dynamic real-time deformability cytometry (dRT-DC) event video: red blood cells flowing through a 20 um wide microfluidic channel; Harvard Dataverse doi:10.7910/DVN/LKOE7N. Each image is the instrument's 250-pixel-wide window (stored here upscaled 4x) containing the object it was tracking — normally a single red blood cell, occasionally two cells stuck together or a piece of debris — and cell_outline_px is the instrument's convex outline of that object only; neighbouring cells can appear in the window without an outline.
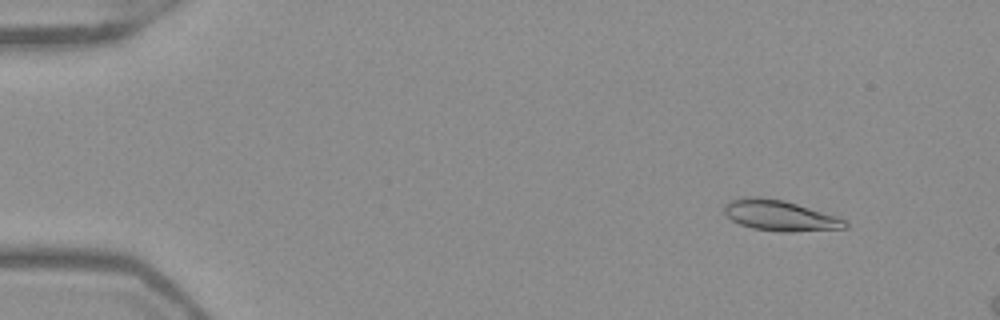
{"species": "Egyptian fruit bat (a non-hibernating species)", "species_latin": "Rousettus aegyptiacus", "temperature_condition": "warm", "stored_images_in_passage": 13, "camera_frame_rate_fps": 3000, "um_per_image_px": 0.085, "frame": {"image": 1, "passage_image": 6, "time_ms": 1.667, "image_size_px": [1000, 320], "cell_outline_px": [[848, 228], [792, 232], [780, 232], [752, 228], [740, 224], [732, 220], [724, 212], [724, 204], [728, 200], [740, 196], [756, 196], [784, 200], [836, 216], [844, 220], [848, 224]], "centroid_in_image_um": [66.24, 18.31], "position_along_channel_um": 18.8, "area_um2": 21.73}}